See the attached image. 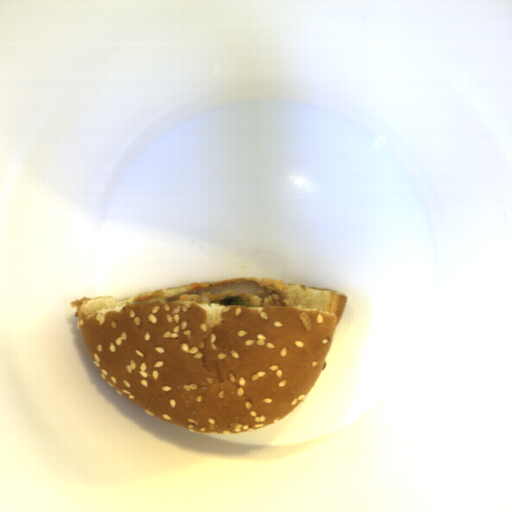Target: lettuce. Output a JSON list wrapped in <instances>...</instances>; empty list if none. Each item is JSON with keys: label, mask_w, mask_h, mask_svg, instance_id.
Returning a JSON list of instances; mask_svg holds the SVG:
<instances>
[{"label": "lettuce", "mask_w": 512, "mask_h": 512, "mask_svg": "<svg viewBox=\"0 0 512 512\" xmlns=\"http://www.w3.org/2000/svg\"><path fill=\"white\" fill-rule=\"evenodd\" d=\"M225 306H234V305H244L247 307H255V304L252 303L250 300L245 298L244 296H228L223 301Z\"/></svg>", "instance_id": "1"}]
</instances>
